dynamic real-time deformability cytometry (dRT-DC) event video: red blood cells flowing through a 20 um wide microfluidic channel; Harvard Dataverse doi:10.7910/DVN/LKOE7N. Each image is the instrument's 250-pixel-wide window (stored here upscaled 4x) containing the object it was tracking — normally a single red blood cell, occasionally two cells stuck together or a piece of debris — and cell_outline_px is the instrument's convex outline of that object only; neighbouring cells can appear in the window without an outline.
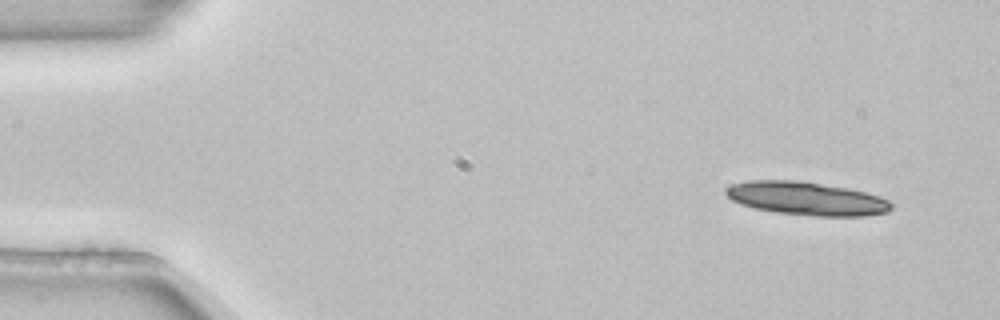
{"species": "common noctule bat (a hibernating species)", "species_latin": "Nyctalus noctula", "temperature_condition": "room temperature", "stored_images_in_passage": 5, "camera_frame_rate_fps": 3000, "um_per_image_px": 0.085, "animal": {"sex": "female", "body_mass_g": 22.7, "forearm_length_mm": 54.2}, "frame": {"image": 1, "passage_image": 1, "time_ms": 0.0, "image_size_px": [1000, 320], "cell_outline_px": [[892, 208], [888, 212], [868, 216], [816, 216], [776, 212], [756, 208], [740, 204], [732, 200], [724, 192], [724, 188], [732, 184], [748, 180], [800, 180], [848, 188], [880, 196], [888, 200], [892, 204]], "centroid_in_image_um": [68.56, 16.87], "position_along_channel_um": 16.4, "area_um2": 32.25}}